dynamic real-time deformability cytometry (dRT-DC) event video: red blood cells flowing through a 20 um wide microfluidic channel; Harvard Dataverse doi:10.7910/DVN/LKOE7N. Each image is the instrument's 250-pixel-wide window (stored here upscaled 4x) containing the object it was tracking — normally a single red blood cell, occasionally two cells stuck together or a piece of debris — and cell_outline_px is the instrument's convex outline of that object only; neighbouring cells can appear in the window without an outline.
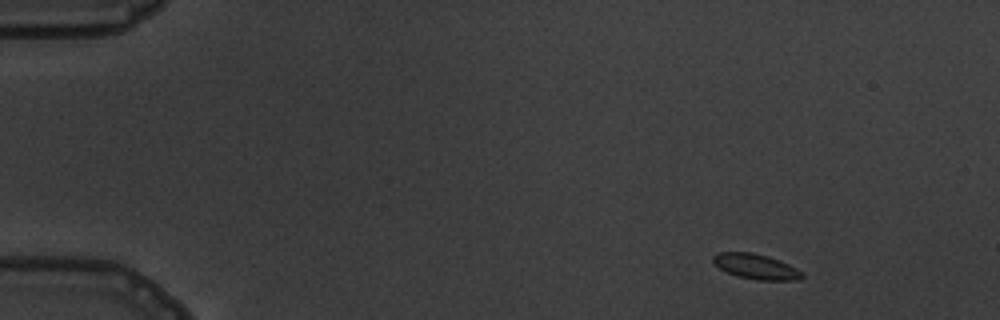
{"species": "common noctule bat (a hibernating species)", "species_latin": "Nyctalus noctula", "temperature_condition": "warm", "stored_images_in_passage": 4, "camera_frame_rate_fps": 3000, "um_per_image_px": 0.085, "animal": {"sex": "male", "body_mass_g": 19.5, "forearm_length_mm": 54.6}, "frame": {"image": 1, "passage_image": 1, "time_ms": 0.0, "image_size_px": [1000, 320], "cell_outline_px": [[804, 276], [796, 280], [760, 280], [736, 276], [720, 268], [712, 260], [712, 256], [716, 252], [752, 252], [768, 256], [788, 264], [796, 268]], "centroid_in_image_um": [64.22, 22.64], "position_along_channel_um": 20.8, "area_um2": 12.89}}
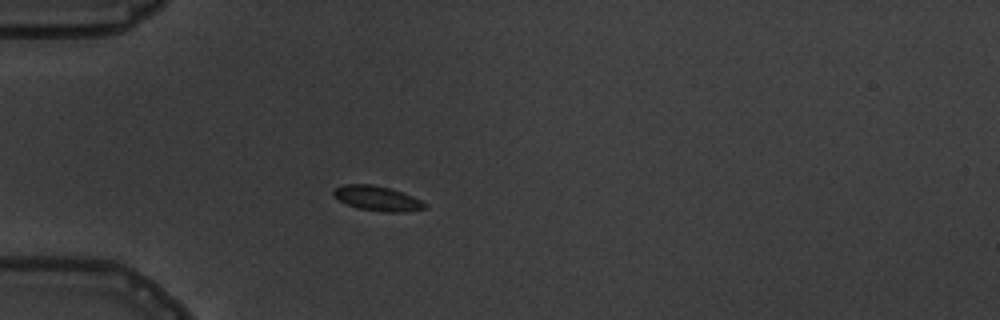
{"frame": {"image": 2, "passage_image": 3, "time_ms": 3.333, "image_size_px": [1000, 320], "cell_outline_px": [[428, 208], [404, 212], [388, 212], [356, 208], [332, 196], [332, 192], [336, 188], [344, 184], [372, 184], [404, 192], [428, 204]], "centroid_in_image_um": [32.09, 16.86], "position_along_channel_um": 52.9, "area_um2": 13.24}}